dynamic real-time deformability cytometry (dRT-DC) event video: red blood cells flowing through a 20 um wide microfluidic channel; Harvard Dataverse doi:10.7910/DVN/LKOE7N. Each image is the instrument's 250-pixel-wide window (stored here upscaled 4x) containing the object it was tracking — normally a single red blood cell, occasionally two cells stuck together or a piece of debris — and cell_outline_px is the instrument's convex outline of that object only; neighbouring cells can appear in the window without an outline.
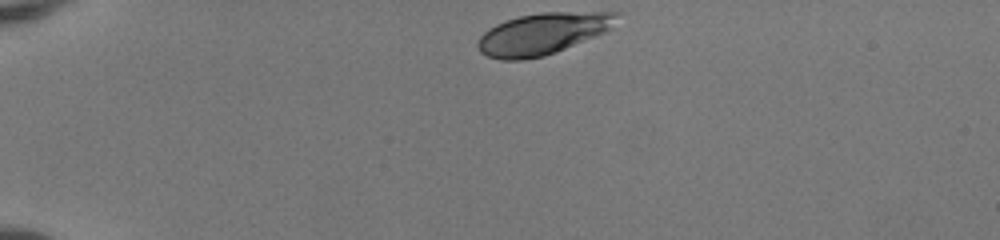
{"species": "human", "species_latin": "Homo sapiens", "temperature_condition": "room temperature", "stored_images_in_passage": 37, "camera_frame_rate_fps": 3000, "um_per_image_px": 0.085, "donor": {"sex": "female"}, "frame": {"image": 1, "passage_image": 1, "time_ms": 0.0, "image_size_px": [1000, 240], "cell_outline_px": [[620, 12], [608, 28], [604, 32], [556, 52], [544, 56], [524, 60], [500, 60], [488, 56], [480, 52], [476, 44], [480, 36], [488, 28], [496, 24], [520, 16], [540, 12]], "centroid_in_image_um": [46.05, 2.88], "position_along_channel_um": 39.0, "area_um2": 33.23}}
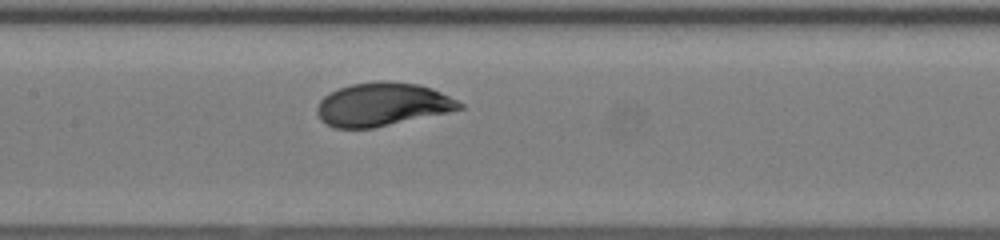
{"frame": {"image": 2, "passage_image": 16, "time_ms": 5.0, "image_size_px": [1000, 240], "cell_outline_px": [[464, 108], [448, 112], [372, 128], [336, 128], [320, 120], [316, 112], [316, 108], [320, 100], [324, 96], [340, 88], [352, 84], [380, 80], [420, 84], [432, 88], [464, 104]], "centroid_in_image_um": [32.49, 8.87], "position_along_channel_um": 174.9, "area_um2": 35.72}}
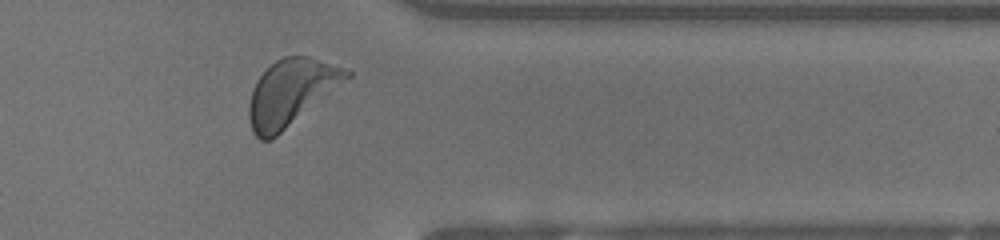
{"frame": {"image": 3, "passage_image": 32, "time_ms": 10.333, "image_size_px": [1000, 240], "cell_outline_px": [[352, 76], [272, 140], [260, 140], [252, 132], [248, 116], [248, 104], [256, 80], [276, 60], [284, 56], [308, 56], [352, 72]], "centroid_in_image_um": [24.69, 7.89], "position_along_channel_um": 386.7, "area_um2": 37.17}, "authors_computed_cell_mechanics": {"area_um2": 35.7204, "velocity_mm_per_s": 4.0397, "shape_relaxation_time_tau1_ms": 1.6687, "shape_relaxation_time_tau2_ms": null, "deformation_change_tau1": 0.1365, "deformation_change_tau2": null}}